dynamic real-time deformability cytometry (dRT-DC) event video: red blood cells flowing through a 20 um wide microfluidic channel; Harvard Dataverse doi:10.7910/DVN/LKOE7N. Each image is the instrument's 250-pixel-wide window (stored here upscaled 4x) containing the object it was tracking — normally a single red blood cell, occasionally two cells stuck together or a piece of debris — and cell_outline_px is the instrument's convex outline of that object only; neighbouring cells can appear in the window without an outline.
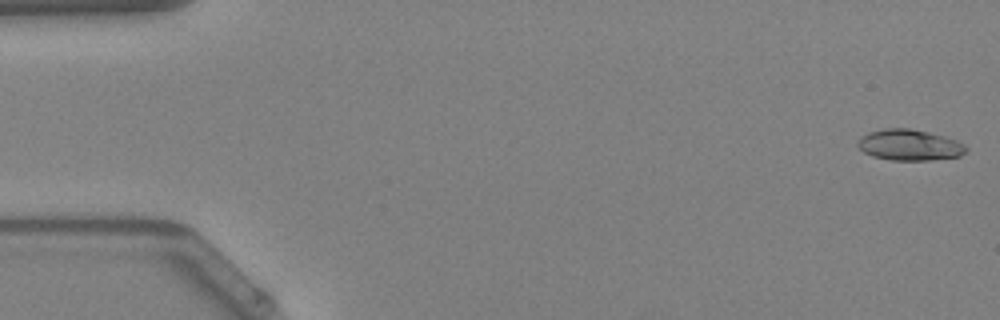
{"species": "Egyptian fruit bat (a non-hibernating species)", "species_latin": "Rousettus aegyptiacus", "temperature_condition": "warm", "stored_images_in_passage": 50, "camera_frame_rate_fps": 3000, "um_per_image_px": 0.085, "animal": {"sex": "female"}, "frame": {"image": 1, "passage_image": 1, "time_ms": 0.0, "image_size_px": [1000, 320], "cell_outline_px": [[968, 152], [960, 156], [928, 160], [892, 160], [872, 156], [864, 152], [856, 144], [860, 136], [868, 132], [884, 128], [912, 128], [944, 136], [956, 140], [964, 144], [968, 148]], "centroid_in_image_um": [77.31, 12.31], "position_along_channel_um": 7.7, "area_um2": 19.71}}
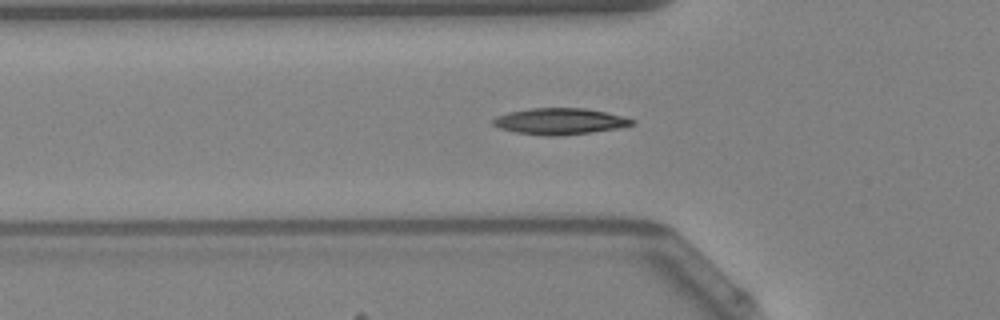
{"frame": {"image": 2, "passage_image": 17, "time_ms": 5.333, "image_size_px": [1000, 320], "cell_outline_px": [[636, 124], [616, 128], [592, 132], [560, 136], [552, 136], [516, 132], [500, 128], [492, 124], [492, 120], [496, 116], [508, 112], [532, 108], [584, 108], [604, 112], [636, 120]], "centroid_in_image_um": [47.57, 10.31], "position_along_channel_um": 78.2, "area_um2": 21.1}}
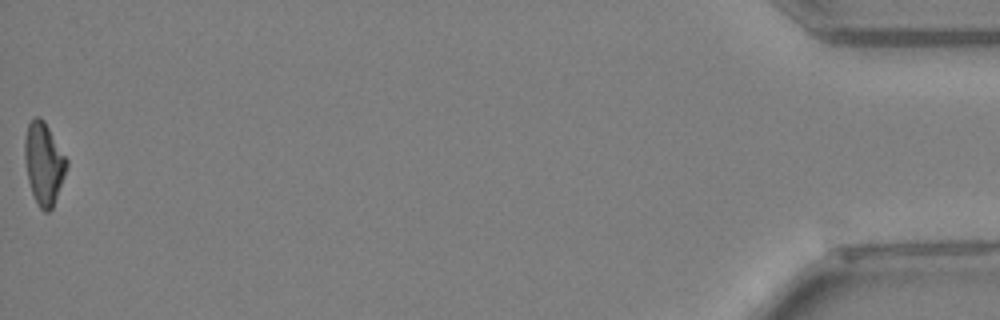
{"frame": {"image": 3, "passage_image": 50, "time_ms": 16.333, "image_size_px": [1000, 320], "cell_outline_px": [[68, 164], [64, 176], [52, 208], [48, 212], [44, 212], [40, 208], [32, 192], [28, 180], [24, 156], [24, 140], [28, 124], [36, 116], [40, 116], [44, 120], [68, 160]], "centroid_in_image_um": [3.72, 13.86], "position_along_channel_um": 431.5, "area_um2": 19.83}, "authors_computed_cell_mechanics": {"area_um2": 19.6809, "velocity_mm_per_s": 4.1188, "shape_relaxation_time_tau1_ms": 6.9121, "shape_relaxation_time_tau2_ms": 3.6066, "deformation_change_tau1": 0.2064, "deformation_change_tau2": 0.1155}}